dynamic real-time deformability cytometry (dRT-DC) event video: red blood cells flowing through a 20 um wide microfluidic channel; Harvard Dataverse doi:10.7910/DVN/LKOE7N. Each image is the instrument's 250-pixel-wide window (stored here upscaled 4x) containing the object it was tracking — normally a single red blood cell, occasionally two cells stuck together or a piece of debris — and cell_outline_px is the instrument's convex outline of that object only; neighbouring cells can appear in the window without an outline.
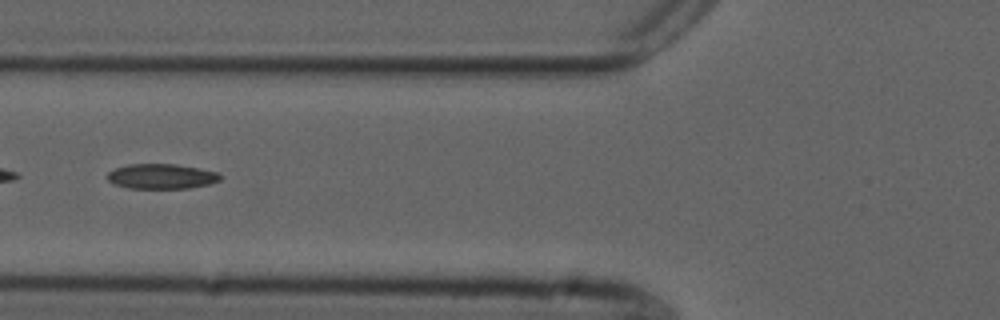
{"species": "common noctule bat (a hibernating species)", "species_latin": "Nyctalus noctula", "temperature_condition": "cold", "stored_images_in_passage": 49, "camera_frame_rate_fps": 3000, "um_per_image_px": 0.085, "animal": {"sex": "male", "forearm_length_mm": 52.5}, "frame": {"image": 1, "passage_image": 15, "time_ms": 4.667, "image_size_px": [1000, 320], "cell_outline_px": [[224, 176], [220, 180], [208, 184], [188, 188], [128, 188], [112, 184], [108, 180], [108, 172], [116, 168], [128, 164], [176, 164], [216, 172]], "centroid_in_image_um": [13.71, 14.99], "position_along_channel_um": 112.1, "area_um2": 16.36}}
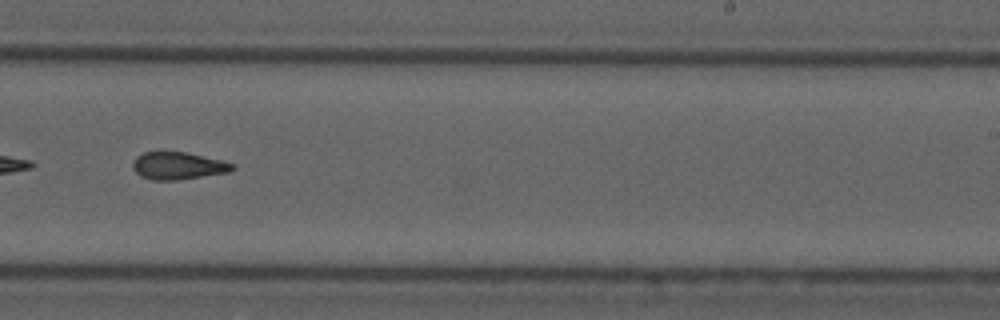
{"frame": {"image": 2, "passage_image": 28, "time_ms": 9.0, "image_size_px": [1000, 320], "cell_outline_px": [[236, 168], [228, 172], [176, 180], [152, 180], [140, 176], [132, 168], [132, 160], [136, 156], [144, 152], [184, 152], [224, 160], [232, 164]], "centroid_in_image_um": [15.1, 14.09], "position_along_channel_um": 273.9, "area_um2": 15.9}, "authors_computed_cell_mechanics": {"area_um2": 16.5308, "velocity_mm_per_s": 3.7399, "shape_relaxation_time_tau1_ms": null, "shape_relaxation_time_tau2_ms": 4.3955, "deformation_change_tau1": null, "deformation_change_tau2": 0.1294}}